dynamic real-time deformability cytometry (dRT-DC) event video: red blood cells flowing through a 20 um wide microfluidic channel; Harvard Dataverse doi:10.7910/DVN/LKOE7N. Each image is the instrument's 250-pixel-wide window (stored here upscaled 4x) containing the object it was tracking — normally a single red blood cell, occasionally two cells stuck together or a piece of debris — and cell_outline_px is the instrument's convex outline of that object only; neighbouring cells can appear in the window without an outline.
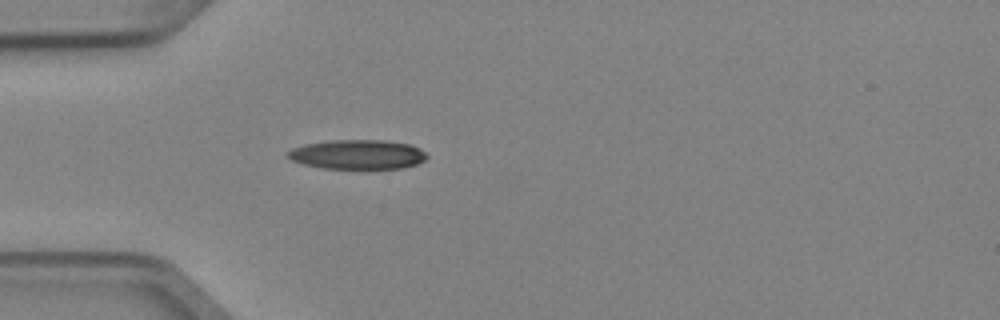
{"species": "Egyptian fruit bat (a non-hibernating species)", "species_latin": "Rousettus aegyptiacus", "temperature_condition": "cold", "stored_images_in_passage": 5, "camera_frame_rate_fps": 3000, "um_per_image_px": 0.085, "animal": {"sex": "female"}, "frame": {"image": 1, "passage_image": 5, "time_ms": 1.333, "image_size_px": [1000, 320], "cell_outline_px": [[428, 156], [424, 160], [416, 164], [404, 168], [324, 168], [304, 164], [292, 160], [288, 156], [288, 152], [292, 148], [304, 144], [332, 140], [384, 140], [408, 144], [420, 148]], "centroid_in_image_um": [30.41, 13.12], "position_along_channel_um": 54.6, "area_um2": 23.64}}